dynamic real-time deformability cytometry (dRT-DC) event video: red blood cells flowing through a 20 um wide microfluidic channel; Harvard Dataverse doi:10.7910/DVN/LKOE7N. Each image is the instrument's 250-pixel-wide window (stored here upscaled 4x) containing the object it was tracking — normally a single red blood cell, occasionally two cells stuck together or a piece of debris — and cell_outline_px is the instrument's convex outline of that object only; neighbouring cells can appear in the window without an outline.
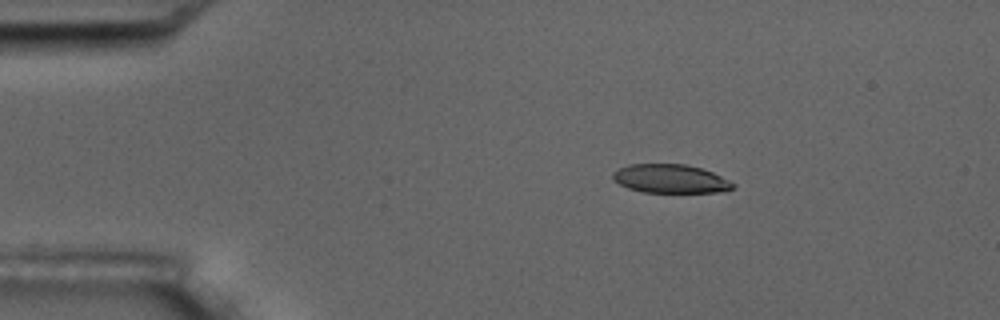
{"species": "common noctule bat (a hibernating species)", "species_latin": "Nyctalus noctula", "temperature_condition": "room temperature", "stored_images_in_passage": 4, "camera_frame_rate_fps": 3000, "um_per_image_px": 0.085, "animal": {"sex": "male", "body_mass_g": 17.5, "forearm_length_mm": 52.3}, "frame": {"image": 1, "passage_image": 2, "time_ms": 2.0, "image_size_px": [1000, 320], "cell_outline_px": [[736, 184], [732, 188], [720, 192], [644, 192], [628, 188], [612, 180], [612, 172], [628, 164], [684, 164], [700, 168], [712, 172]], "centroid_in_image_um": [56.95, 15.19], "position_along_channel_um": 28.1, "area_um2": 19.94}}